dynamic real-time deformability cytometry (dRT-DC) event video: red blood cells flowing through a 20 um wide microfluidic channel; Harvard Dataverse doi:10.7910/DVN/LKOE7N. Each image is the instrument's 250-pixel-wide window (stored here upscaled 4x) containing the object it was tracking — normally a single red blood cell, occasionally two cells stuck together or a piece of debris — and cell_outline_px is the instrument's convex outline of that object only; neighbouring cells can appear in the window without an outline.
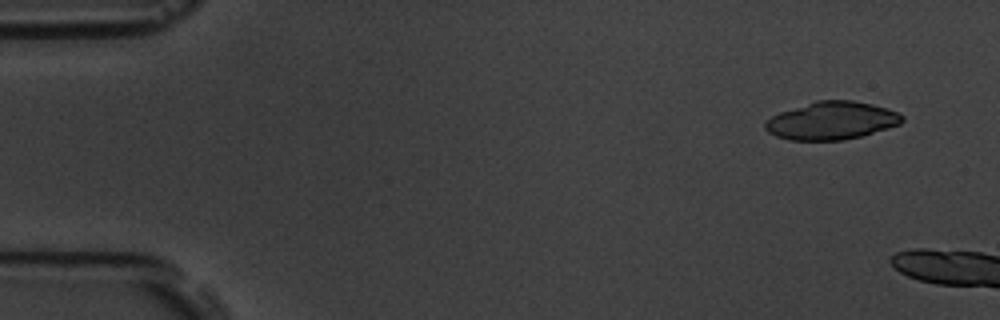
{"species": "common noctule bat (a hibernating species)", "species_latin": "Nyctalus noctula", "temperature_condition": "room temperature", "stored_images_in_passage": 3, "camera_frame_rate_fps": 3000, "um_per_image_px": 0.085, "animal": {"sex": "male", "body_mass_g": 19.5, "forearm_length_mm": 54.6}, "frame": {"image": 1, "passage_image": 1, "time_ms": 0.0, "image_size_px": [1000, 320], "cell_outline_px": [[904, 120], [900, 124], [888, 128], [860, 136], [844, 140], [788, 140], [776, 136], [768, 132], [764, 128], [764, 124], [772, 116], [780, 112], [816, 100], [852, 100], [872, 104], [888, 108], [904, 116]], "centroid_in_image_um": [70.69, 10.25], "position_along_channel_um": 14.3, "area_um2": 30.17}}